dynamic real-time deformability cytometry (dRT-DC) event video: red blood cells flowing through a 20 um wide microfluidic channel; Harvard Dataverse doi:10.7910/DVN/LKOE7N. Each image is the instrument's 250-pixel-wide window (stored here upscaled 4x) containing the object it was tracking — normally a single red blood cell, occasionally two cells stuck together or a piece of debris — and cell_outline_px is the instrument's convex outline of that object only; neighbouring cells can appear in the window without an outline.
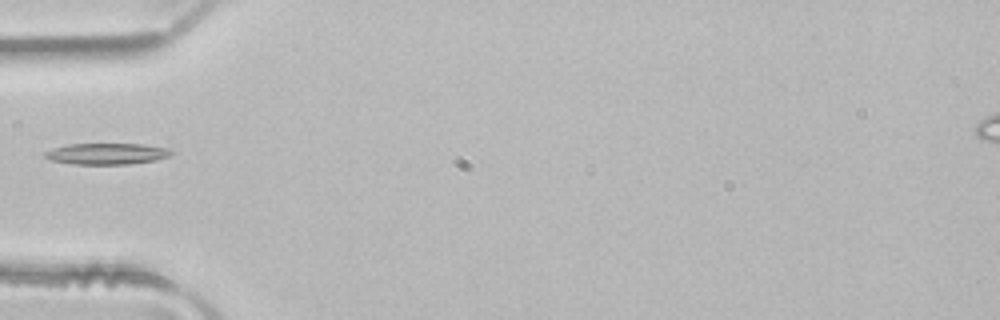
{"species": "common noctule bat (a hibernating species)", "species_latin": "Nyctalus noctula", "temperature_condition": "room temperature", "stored_images_in_passage": 5, "camera_frame_rate_fps": 3000, "um_per_image_px": 0.085, "animal": {"sex": "male", "body_mass_g": 21.5, "forearm_length_mm": 52.0}, "frame": {"image": 1, "passage_image": 5, "time_ms": 1.333, "image_size_px": [1000, 320], "cell_outline_px": [[172, 152], [168, 156], [156, 160], [132, 164], [72, 164], [52, 160], [44, 156], [44, 152], [52, 148], [68, 144], [140, 144], [168, 148]], "centroid_in_image_um": [9.05, 13.07], "position_along_channel_um": 75.9, "area_um2": 15.55}}